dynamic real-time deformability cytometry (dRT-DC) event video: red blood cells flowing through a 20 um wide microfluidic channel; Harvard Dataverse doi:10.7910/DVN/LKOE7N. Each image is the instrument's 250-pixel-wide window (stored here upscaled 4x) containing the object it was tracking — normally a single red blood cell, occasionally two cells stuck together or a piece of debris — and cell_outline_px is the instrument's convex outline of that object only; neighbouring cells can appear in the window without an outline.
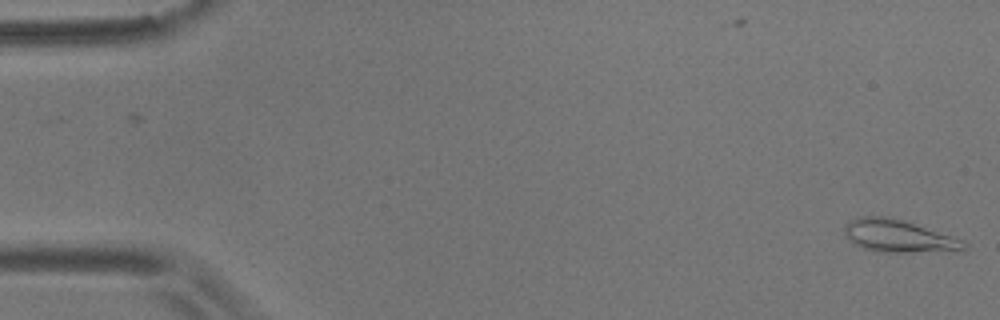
{"species": "common noctule bat (a hibernating species)", "species_latin": "Nyctalus noctula", "temperature_condition": "room temperature", "stored_images_in_passage": 2, "camera_frame_rate_fps": 3000, "um_per_image_px": 0.085, "animal": {"sex": "male", "body_mass_g": 17.9}, "frame": {"image": 1, "passage_image": 2, "time_ms": 1.333, "image_size_px": [1000, 320], "cell_outline_px": [[968, 244], [964, 248], [908, 252], [876, 252], [864, 248], [848, 240], [844, 236], [844, 228], [848, 220], [860, 216], [884, 216], [904, 220], [964, 240]], "centroid_in_image_um": [76.26, 20.04], "position_along_channel_um": 8.7, "area_um2": 22.25}}